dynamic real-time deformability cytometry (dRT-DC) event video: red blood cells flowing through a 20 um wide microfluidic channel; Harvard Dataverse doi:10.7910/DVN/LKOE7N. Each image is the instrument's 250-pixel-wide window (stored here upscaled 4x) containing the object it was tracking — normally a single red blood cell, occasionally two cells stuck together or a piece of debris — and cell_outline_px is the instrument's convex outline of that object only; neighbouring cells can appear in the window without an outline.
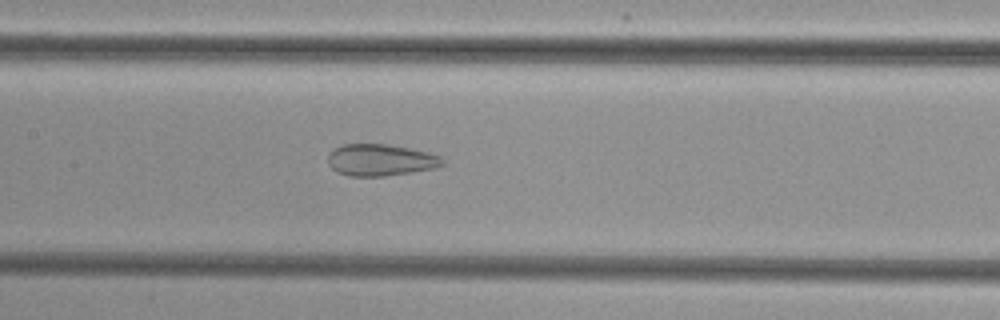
{"species": "common noctule bat (a hibernating species)", "species_latin": "Nyctalus noctula", "temperature_condition": "cold", "stored_images_in_passage": 50, "camera_frame_rate_fps": 3000, "um_per_image_px": 0.085, "animal": {"sex": "female", "body_mass_g": 29.2, "forearm_length_mm": 56.3}, "frame": {"image": 1, "passage_image": 23, "time_ms": 7.333, "image_size_px": [1000, 320], "cell_outline_px": [[444, 164], [436, 168], [412, 172], [384, 176], [348, 176], [336, 172], [328, 164], [328, 156], [332, 148], [344, 144], [388, 144], [428, 152], [440, 156], [444, 160]], "centroid_in_image_um": [32.32, 13.6], "position_along_channel_um": 175.1, "area_um2": 21.33}}
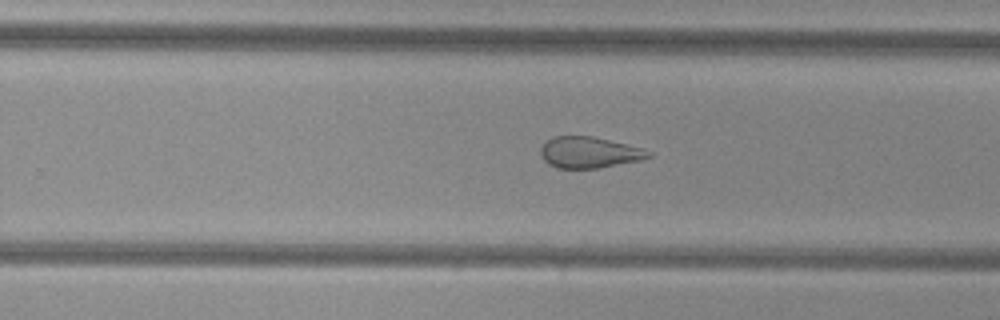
{"frame": {"image": 2, "passage_image": 31, "time_ms": 10.0, "image_size_px": [1000, 320], "cell_outline_px": [[652, 156], [640, 160], [600, 168], [560, 168], [548, 164], [544, 160], [540, 152], [540, 148], [552, 136], [592, 136], [628, 144], [644, 148], [652, 152]], "centroid_in_image_um": [50.11, 12.95], "position_along_channel_um": 279.7, "area_um2": 19.65}}
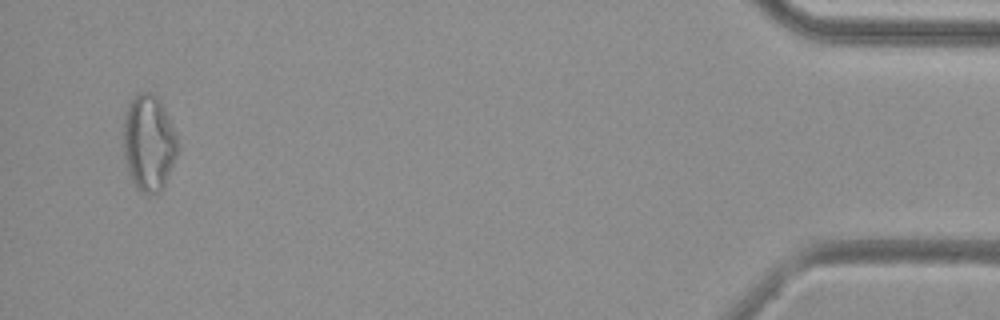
{"frame": {"image": 3, "passage_image": 48, "time_ms": 15.667, "image_size_px": [1000, 320], "cell_outline_px": [[180, 148], [164, 188], [160, 192], [148, 196], [136, 188], [128, 172], [124, 156], [124, 120], [128, 104], [140, 92], [152, 92], [160, 100], [176, 136]], "centroid_in_image_um": [12.66, 12.21], "position_along_channel_um": 422.5, "area_um2": 30.52}}